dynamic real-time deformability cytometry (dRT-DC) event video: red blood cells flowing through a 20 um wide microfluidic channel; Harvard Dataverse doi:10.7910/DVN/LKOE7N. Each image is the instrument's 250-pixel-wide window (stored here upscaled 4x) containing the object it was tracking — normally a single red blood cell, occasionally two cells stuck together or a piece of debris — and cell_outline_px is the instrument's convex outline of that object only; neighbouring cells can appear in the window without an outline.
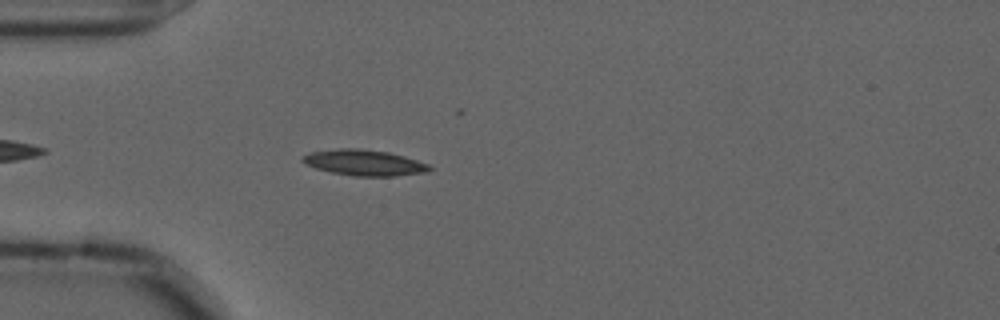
{"species": "common noctule bat (a hibernating species)", "species_latin": "Nyctalus noctula", "temperature_condition": "cold", "stored_images_in_passage": 45, "camera_frame_rate_fps": 3000, "um_per_image_px": 0.085, "animal": {"sex": "male", "forearm_length_mm": 52.5}, "frame": {"image": 1, "passage_image": 5, "time_ms": 1.333, "image_size_px": [1000, 320], "cell_outline_px": [[432, 168], [428, 172], [396, 176], [352, 176], [332, 172], [316, 168], [300, 160], [300, 156], [312, 152], [340, 148], [356, 148], [388, 152], [404, 156], [428, 164]], "centroid_in_image_um": [30.96, 13.83], "position_along_channel_um": 54.0, "area_um2": 19.02}}
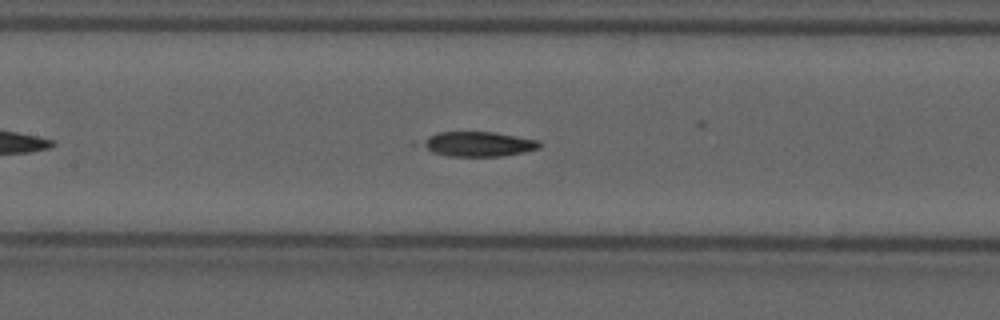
{"frame": {"image": 2, "passage_image": 15, "time_ms": 4.667, "image_size_px": [1000, 320], "cell_outline_px": [[544, 144], [540, 148], [524, 152], [500, 156], [448, 156], [432, 152], [420, 144], [428, 136], [436, 132], [492, 132], [540, 140]], "centroid_in_image_um": [40.68, 12.24], "position_along_channel_um": 166.7, "area_um2": 16.99}}
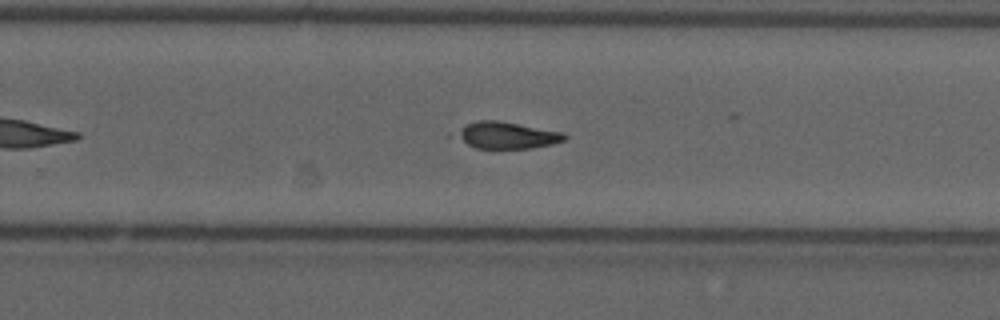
{"frame": {"image": 3, "passage_image": 25, "time_ms": 8.0, "image_size_px": [1000, 320], "cell_outline_px": [[568, 136], [564, 140], [552, 144], [532, 148], [476, 148], [468, 144], [456, 136], [456, 132], [464, 124], [476, 120], [496, 120], [564, 132]], "centroid_in_image_um": [43.09, 11.49], "position_along_channel_um": 286.7, "area_um2": 16.76}, "authors_computed_cell_mechanics": {"area_um2": 17.2822, "velocity_mm_per_s": 3.6158, "shape_relaxation_time_tau1_ms": 8.7736, "shape_relaxation_time_tau2_ms": null, "deformation_change_tau1": 0.159, "deformation_change_tau2": null}}